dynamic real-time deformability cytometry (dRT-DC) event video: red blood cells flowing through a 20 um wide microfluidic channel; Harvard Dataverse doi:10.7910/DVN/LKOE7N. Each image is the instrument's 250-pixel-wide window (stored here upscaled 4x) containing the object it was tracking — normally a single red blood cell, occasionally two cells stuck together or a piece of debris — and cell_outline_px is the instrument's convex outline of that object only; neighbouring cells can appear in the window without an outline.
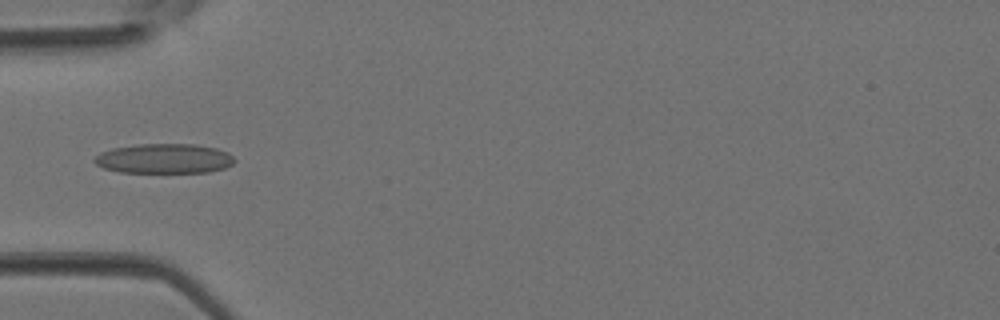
{"species": "Egyptian fruit bat (a non-hibernating species)", "species_latin": "Rousettus aegyptiacus", "temperature_condition": "room temperature", "stored_images_in_passage": 4, "camera_frame_rate_fps": 3000, "um_per_image_px": 0.085, "animal": {"sex": "female"}, "frame": {"image": 1, "passage_image": 4, "time_ms": 1.0, "image_size_px": [1000, 320], "cell_outline_px": [[236, 160], [232, 164], [224, 168], [208, 172], [120, 172], [104, 168], [96, 164], [92, 160], [100, 152], [112, 148], [140, 144], [192, 144], [216, 148], [228, 152]], "centroid_in_image_um": [13.95, 13.48], "position_along_channel_um": 71.1, "area_um2": 24.22}}